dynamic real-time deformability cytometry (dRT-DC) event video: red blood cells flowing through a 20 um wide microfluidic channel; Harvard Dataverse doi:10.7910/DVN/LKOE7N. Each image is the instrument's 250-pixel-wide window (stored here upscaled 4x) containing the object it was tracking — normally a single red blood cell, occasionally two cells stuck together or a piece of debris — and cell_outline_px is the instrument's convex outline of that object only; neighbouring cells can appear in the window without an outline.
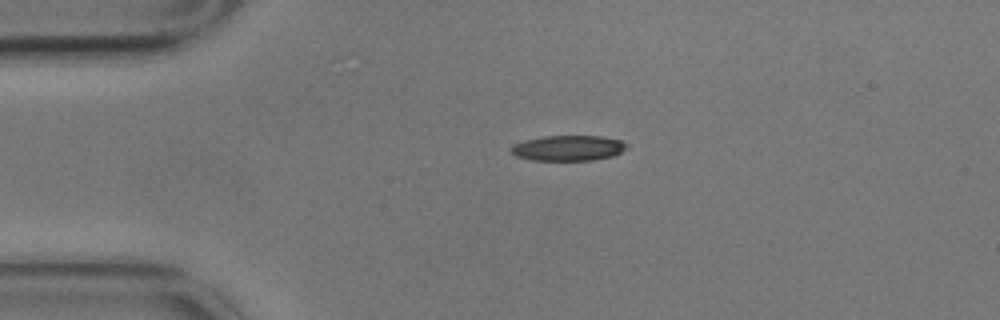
{"species": "common noctule bat (a hibernating species)", "species_latin": "Nyctalus noctula", "temperature_condition": "cold", "stored_images_in_passage": 2, "camera_frame_rate_fps": 3000, "um_per_image_px": 0.085, "animal": {"sex": "male", "body_mass_g": 17.9}, "frame": {"image": 1, "passage_image": 1, "time_ms": 0.0, "image_size_px": [1000, 320], "cell_outline_px": [[628, 148], [612, 156], [592, 160], [532, 160], [516, 156], [508, 148], [512, 144], [524, 140], [544, 136], [600, 136], [624, 140], [628, 144]], "centroid_in_image_um": [48.3, 12.57], "position_along_channel_um": 36.7, "area_um2": 17.28}}